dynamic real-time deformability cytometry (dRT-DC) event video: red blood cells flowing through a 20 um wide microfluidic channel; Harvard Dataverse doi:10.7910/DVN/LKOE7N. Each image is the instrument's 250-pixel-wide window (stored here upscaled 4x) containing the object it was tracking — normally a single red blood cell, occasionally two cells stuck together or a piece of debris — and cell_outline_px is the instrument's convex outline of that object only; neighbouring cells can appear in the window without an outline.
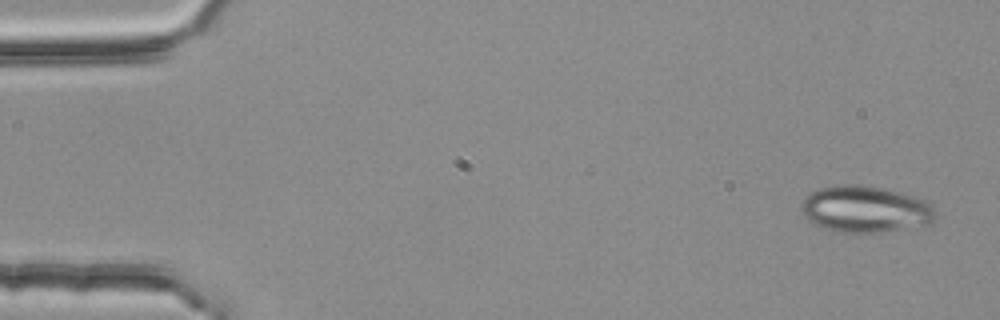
{"species": "common noctule bat (a hibernating species)", "species_latin": "Nyctalus noctula", "temperature_condition": "room temperature", "stored_images_in_passage": 4, "camera_frame_rate_fps": 3000, "um_per_image_px": 0.085, "animal": {"sex": "female", "body_mass_g": 25.1}, "frame": {"image": 1, "passage_image": 1, "time_ms": 0.0, "image_size_px": [1000, 320], "cell_outline_px": [[936, 216], [928, 228], [880, 232], [844, 232], [828, 228], [816, 224], [808, 220], [804, 216], [800, 208], [800, 204], [812, 192], [820, 188], [844, 184], [856, 184], [884, 188], [916, 196], [928, 200], [936, 212]], "centroid_in_image_um": [73.67, 17.79], "position_along_channel_um": 11.3, "area_um2": 36.93}}